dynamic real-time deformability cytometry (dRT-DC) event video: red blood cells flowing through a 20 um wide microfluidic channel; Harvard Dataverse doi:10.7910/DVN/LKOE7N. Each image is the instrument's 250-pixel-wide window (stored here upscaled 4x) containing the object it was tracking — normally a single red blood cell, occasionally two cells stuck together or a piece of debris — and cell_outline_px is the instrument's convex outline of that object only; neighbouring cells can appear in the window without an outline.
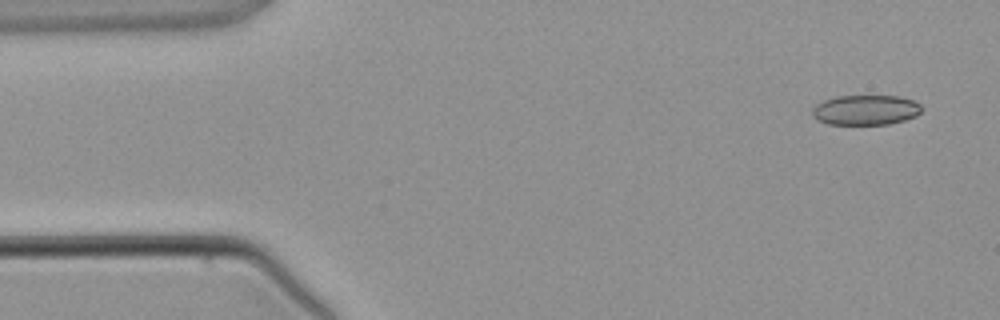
{"species": "common noctule bat (a hibernating species)", "species_latin": "Nyctalus noctula", "temperature_condition": "warm", "stored_images_in_passage": 4, "camera_frame_rate_fps": 3000, "um_per_image_px": 0.085, "animal": {"sex": "male", "body_mass_g": 21.5, "forearm_length_mm": 52.0}, "frame": {"image": 1, "passage_image": 1, "time_ms": 0.0, "image_size_px": [1000, 320], "cell_outline_px": [[920, 112], [916, 116], [904, 120], [888, 124], [828, 124], [816, 120], [812, 116], [812, 108], [816, 104], [824, 100], [836, 96], [900, 96], [912, 100], [920, 104]], "centroid_in_image_um": [73.54, 9.35], "position_along_channel_um": 11.5, "area_um2": 19.13}}